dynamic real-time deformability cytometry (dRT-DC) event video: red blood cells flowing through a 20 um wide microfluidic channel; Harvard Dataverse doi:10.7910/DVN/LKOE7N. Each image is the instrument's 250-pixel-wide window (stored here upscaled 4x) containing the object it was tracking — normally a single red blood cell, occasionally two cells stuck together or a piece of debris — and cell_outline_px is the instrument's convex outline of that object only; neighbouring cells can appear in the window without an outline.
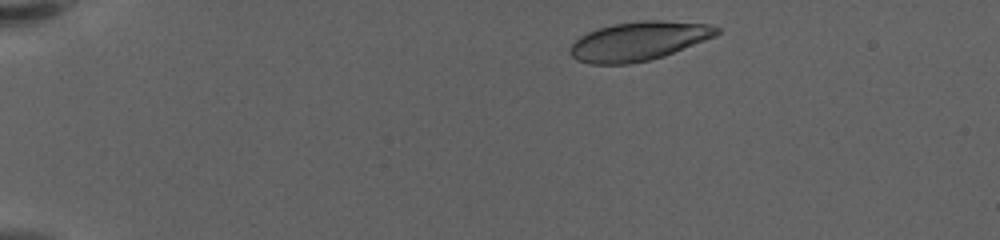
{"species": "human", "species_latin": "Homo sapiens", "temperature_condition": "warm", "stored_images_in_passage": 39, "camera_frame_rate_fps": 3000, "um_per_image_px": 0.085, "donor": {"sex": "female"}, "frame": {"image": 1, "passage_image": 4, "time_ms": 1.0, "image_size_px": [1000, 240], "cell_outline_px": [[720, 32], [716, 36], [664, 56], [648, 60], [628, 64], [588, 64], [576, 60], [568, 52], [568, 48], [580, 36], [588, 32], [612, 24], [644, 20], [660, 20], [712, 24], [720, 28]], "centroid_in_image_um": [54.29, 3.49], "position_along_channel_um": 30.7, "area_um2": 33.41}}
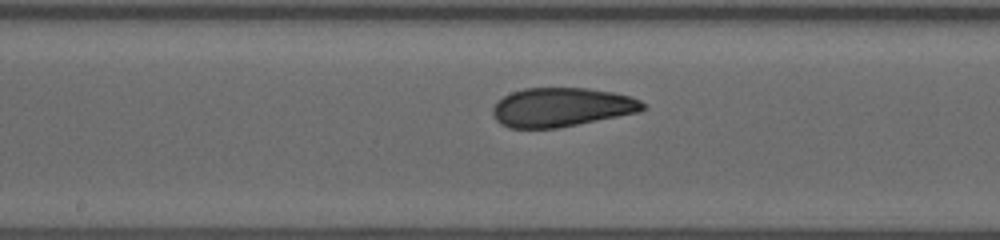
{"frame": {"image": 2, "passage_image": 23, "time_ms": 7.333, "image_size_px": [1000, 240], "cell_outline_px": [[648, 108], [640, 112], [560, 128], [508, 128], [500, 124], [492, 116], [492, 108], [496, 100], [512, 92], [524, 88], [588, 88], [612, 92], [632, 96], [648, 104]], "centroid_in_image_um": [47.75, 9.12], "position_along_channel_um": 200.4, "area_um2": 34.68}}
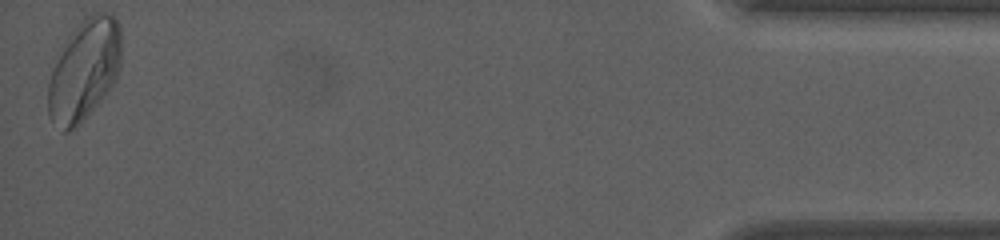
{"frame": {"image": 3, "passage_image": 39, "time_ms": 12.667, "image_size_px": [1000, 240], "cell_outline_px": [[120, 64], [116, 76], [112, 84], [80, 124], [68, 132], [64, 132], [48, 116], [48, 84], [52, 68], [68, 36], [88, 16], [96, 12], [112, 12], [120, 28]], "centroid_in_image_um": [7.14, 5.94], "position_along_channel_um": 428.1, "area_um2": 42.31}, "authors_computed_cell_mechanics": {"area_um2": 34.2176, "velocity_mm_per_s": 3.5259, "shape_relaxation_time_tau1_ms": 7.2686, "shape_relaxation_time_tau2_ms": 1.3382, "deformation_change_tau1": 0.1953, "deformation_change_tau2": 0.0659}}